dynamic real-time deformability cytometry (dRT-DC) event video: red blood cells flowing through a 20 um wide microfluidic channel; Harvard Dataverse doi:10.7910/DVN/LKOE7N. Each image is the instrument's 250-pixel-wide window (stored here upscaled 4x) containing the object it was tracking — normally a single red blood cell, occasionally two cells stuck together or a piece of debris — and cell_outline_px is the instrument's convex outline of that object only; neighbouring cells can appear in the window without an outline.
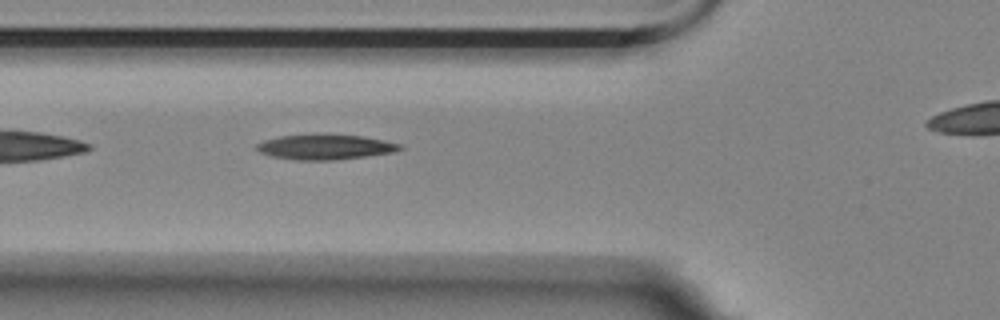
{"species": "Egyptian fruit bat (a non-hibernating species)", "species_latin": "Rousettus aegyptiacus", "temperature_condition": "room temperature", "stored_images_in_passage": 33, "camera_frame_rate_fps": 3000, "um_per_image_px": 0.085, "animal": {"sex": "female"}, "frame": {"image": 1, "passage_image": 4, "time_ms": 1.0, "image_size_px": [1000, 320], "cell_outline_px": [[404, 148], [392, 152], [364, 156], [332, 160], [296, 160], [272, 156], [260, 152], [256, 148], [256, 144], [264, 140], [280, 136], [360, 136], [384, 140], [400, 144]], "centroid_in_image_um": [27.62, 12.52], "position_along_channel_um": 98.2, "area_um2": 20.06}}
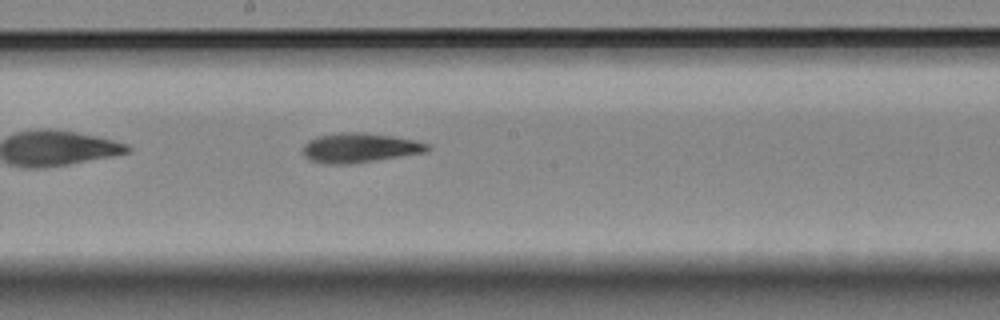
{"frame": {"image": 2, "passage_image": 14, "time_ms": 4.333, "image_size_px": [1000, 320], "cell_outline_px": [[432, 148], [424, 152], [348, 164], [324, 164], [308, 160], [304, 156], [300, 148], [308, 140], [316, 136], [340, 132], [364, 132], [392, 136], [412, 140], [428, 144]], "centroid_in_image_um": [30.46, 12.56], "position_along_channel_um": 217.7, "area_um2": 21.44}}
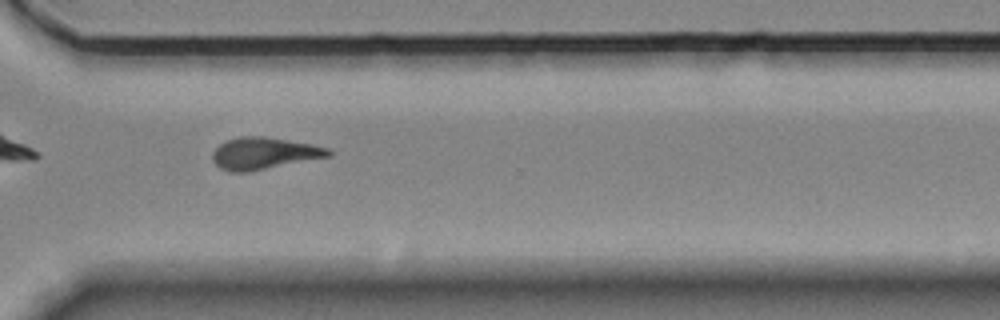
{"frame": {"image": 3, "passage_image": 25, "time_ms": 8.0, "image_size_px": [1000, 320], "cell_outline_px": [[332, 156], [248, 172], [228, 172], [220, 168], [212, 160], [212, 152], [220, 144], [228, 140], [240, 136], [264, 136], [312, 144], [328, 148], [332, 152]], "centroid_in_image_um": [22.44, 13.04], "position_along_channel_um": 348.2, "area_um2": 21.62}}